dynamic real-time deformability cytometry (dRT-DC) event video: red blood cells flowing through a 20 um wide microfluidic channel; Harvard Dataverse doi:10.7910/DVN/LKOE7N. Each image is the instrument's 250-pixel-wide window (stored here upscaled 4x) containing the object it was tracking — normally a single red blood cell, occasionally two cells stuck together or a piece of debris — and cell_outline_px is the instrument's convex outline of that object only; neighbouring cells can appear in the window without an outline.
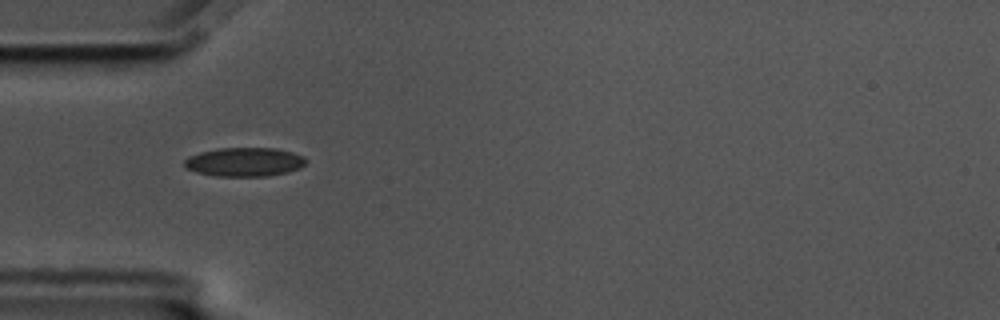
{"species": "common noctule bat (a hibernating species)", "species_latin": "Nyctalus noctula", "temperature_condition": "cold", "stored_images_in_passage": 57, "camera_frame_rate_fps": 3000, "um_per_image_px": 0.085, "animal": {"sex": "male", "body_mass_g": 17.5, "forearm_length_mm": 52.3}, "frame": {"image": 1, "passage_image": 17, "time_ms": 5.333, "image_size_px": [1000, 320], "cell_outline_px": [[308, 160], [300, 168], [288, 172], [268, 176], [216, 176], [196, 172], [184, 168], [184, 160], [188, 156], [200, 152], [220, 148], [276, 148], [292, 152], [304, 156]], "centroid_in_image_um": [20.78, 13.77], "position_along_channel_um": 64.2, "area_um2": 20.63}}
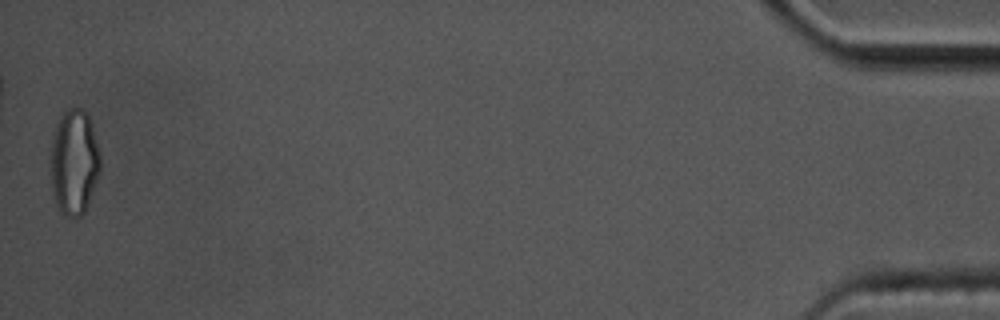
{"frame": {"image": 2, "passage_image": 57, "time_ms": 18.667, "image_size_px": [1000, 320], "cell_outline_px": [[100, 172], [88, 204], [84, 212], [76, 220], [72, 220], [64, 216], [60, 212], [56, 204], [52, 188], [48, 156], [52, 136], [60, 116], [64, 112], [72, 108], [80, 108], [88, 116], [100, 152]], "centroid_in_image_um": [6.26, 13.84], "position_along_channel_um": 428.9, "area_um2": 31.1}, "authors_computed_cell_mechanics": {"area_um2": 19.8832, "velocity_mm_per_s": 3.452, "shape_relaxation_time_tau1_ms": 10.759, "shape_relaxation_time_tau2_ms": 1.5363, "deformation_change_tau1": 0.1869, "deformation_change_tau2": 0.0747}}